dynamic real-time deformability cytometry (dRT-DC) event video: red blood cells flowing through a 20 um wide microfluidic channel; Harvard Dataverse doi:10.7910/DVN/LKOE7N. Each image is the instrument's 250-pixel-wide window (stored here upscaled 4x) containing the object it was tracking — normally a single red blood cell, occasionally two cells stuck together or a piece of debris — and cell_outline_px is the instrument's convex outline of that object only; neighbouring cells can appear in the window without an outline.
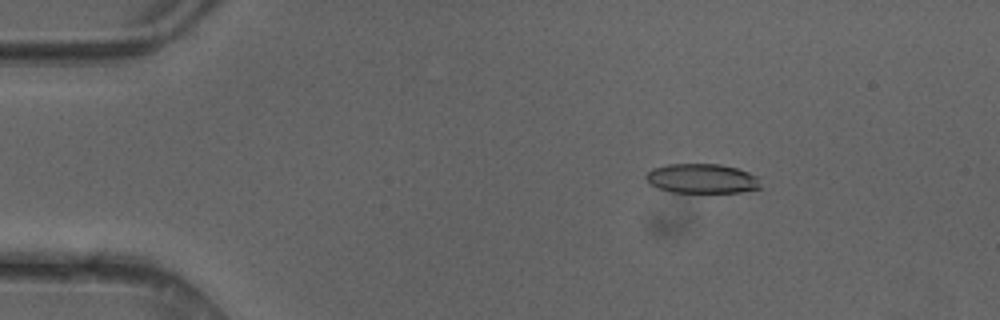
{"species": "common noctule bat (a hibernating species)", "species_latin": "Nyctalus noctula", "temperature_condition": "cold", "stored_images_in_passage": 50, "camera_frame_rate_fps": 3000, "um_per_image_px": 0.085, "animal": {"sex": "female"}, "frame": {"image": 1, "passage_image": 8, "time_ms": 2.333, "image_size_px": [1000, 320], "cell_outline_px": [[760, 188], [740, 192], [672, 192], [656, 188], [644, 176], [652, 168], [668, 164], [720, 164], [736, 168], [748, 172], [756, 176], [760, 184]], "centroid_in_image_um": [59.64, 15.17], "position_along_channel_um": 25.4, "area_um2": 19.59}}
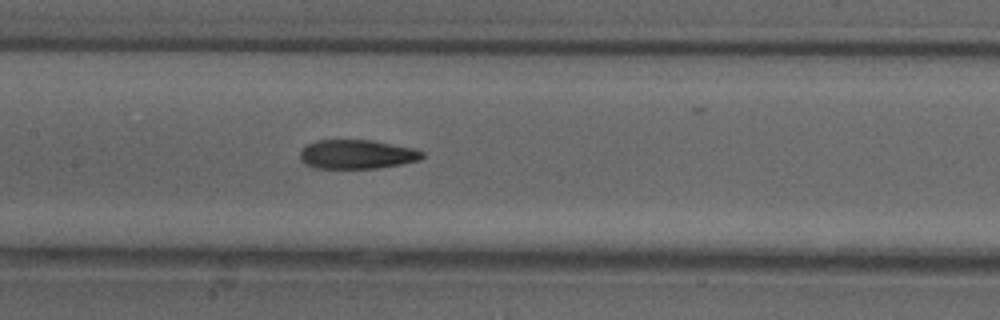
{"frame": {"image": 2, "passage_image": 24, "time_ms": 7.667, "image_size_px": [1000, 320], "cell_outline_px": [[424, 156], [420, 160], [400, 164], [376, 168], [312, 168], [304, 164], [300, 160], [300, 152], [308, 144], [316, 140], [372, 140], [412, 148], [424, 152]], "centroid_in_image_um": [30.31, 13.12], "position_along_channel_um": 177.1, "area_um2": 20.69}}
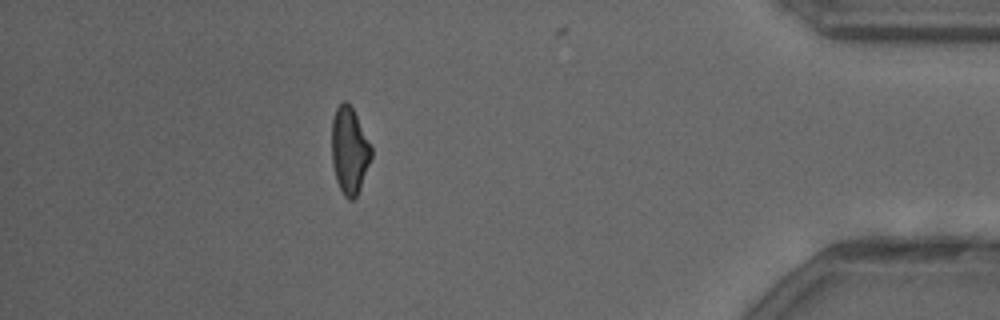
{"frame": {"image": 3, "passage_image": 44, "time_ms": 14.333, "image_size_px": [1000, 320], "cell_outline_px": [[372, 156], [360, 188], [356, 196], [352, 200], [348, 200], [344, 196], [336, 180], [332, 164], [332, 120], [336, 108], [344, 100], [348, 100], [372, 148]], "centroid_in_image_um": [29.69, 12.8], "position_along_channel_um": 405.5, "area_um2": 19.83}, "authors_computed_cell_mechanics": {"area_um2": 20.8658, "velocity_mm_per_s": 4.1747, "shape_relaxation_time_tau1_ms": null, "shape_relaxation_time_tau2_ms": 2.7286, "deformation_change_tau1": null, "deformation_change_tau2": 0.1141}}